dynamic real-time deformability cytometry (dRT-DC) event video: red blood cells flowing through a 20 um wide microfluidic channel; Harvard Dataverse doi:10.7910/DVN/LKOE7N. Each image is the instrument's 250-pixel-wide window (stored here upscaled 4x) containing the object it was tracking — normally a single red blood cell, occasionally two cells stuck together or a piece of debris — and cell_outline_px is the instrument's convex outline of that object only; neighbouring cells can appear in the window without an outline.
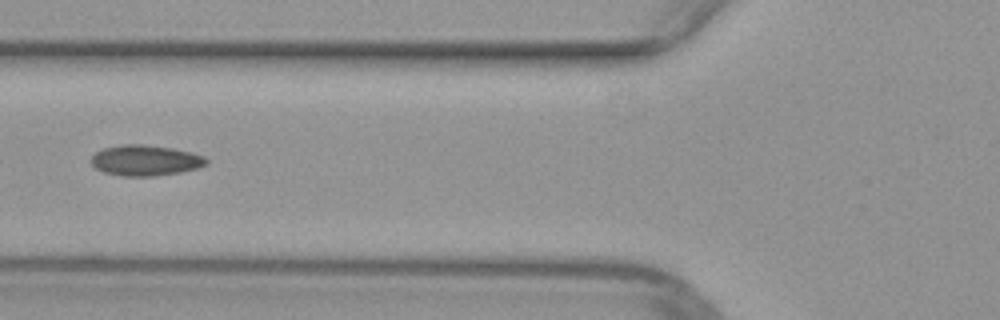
{"species": "common noctule bat (a hibernating species)", "species_latin": "Nyctalus noctula", "temperature_condition": "warm", "stored_images_in_passage": 41, "camera_frame_rate_fps": 3000, "um_per_image_px": 0.085, "animal": {"sex": "female", "body_mass_g": 29.2, "forearm_length_mm": 56.3}, "frame": {"image": 1, "passage_image": 14, "time_ms": 4.333, "image_size_px": [1000, 320], "cell_outline_px": [[208, 164], [196, 168], [180, 172], [152, 176], [124, 176], [104, 172], [96, 168], [88, 160], [96, 152], [104, 148], [120, 144], [140, 144], [172, 148], [192, 152], [204, 156], [208, 160]], "centroid_in_image_um": [12.35, 13.62], "position_along_channel_um": 113.5, "area_um2": 20.58}}
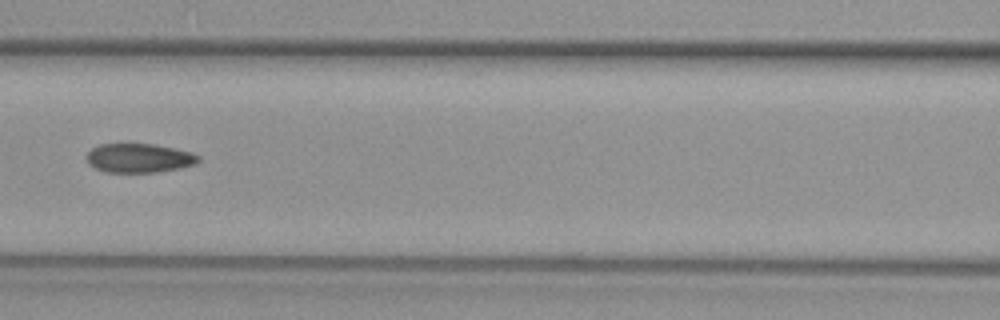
{"frame": {"image": 2, "passage_image": 17, "time_ms": 5.333, "image_size_px": [1000, 320], "cell_outline_px": [[200, 160], [196, 164], [180, 168], [156, 172], [104, 172], [88, 164], [84, 156], [92, 148], [100, 144], [156, 144], [192, 152], [200, 156]], "centroid_in_image_um": [11.82, 13.43], "position_along_channel_um": 154.8, "area_um2": 19.13}}